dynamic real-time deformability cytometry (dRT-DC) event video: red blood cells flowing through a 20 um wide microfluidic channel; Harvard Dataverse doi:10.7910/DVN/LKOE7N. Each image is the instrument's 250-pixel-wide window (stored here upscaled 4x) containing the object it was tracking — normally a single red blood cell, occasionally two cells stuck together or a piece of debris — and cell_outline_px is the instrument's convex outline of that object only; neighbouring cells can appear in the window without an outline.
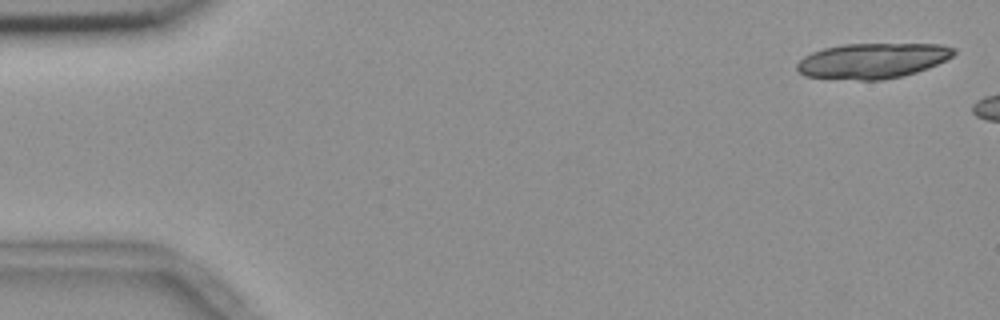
{"species": "common noctule bat (a hibernating species)", "species_latin": "Nyctalus noctula", "temperature_condition": "room temperature", "stored_images_in_passage": 18, "camera_frame_rate_fps": 3000, "um_per_image_px": 0.085, "animal": {"sex": "female", "body_mass_g": 18.4}, "frame": {"image": 1, "passage_image": 1, "time_ms": 0.0, "image_size_px": [1000, 320], "cell_outline_px": [[956, 52], [952, 56], [928, 68], [904, 76], [880, 80], [860, 80], [804, 76], [796, 68], [796, 64], [804, 56], [812, 52], [824, 48], [844, 44], [940, 44], [956, 48]], "centroid_in_image_um": [74.16, 5.16], "position_along_channel_um": 10.8, "area_um2": 32.19}}